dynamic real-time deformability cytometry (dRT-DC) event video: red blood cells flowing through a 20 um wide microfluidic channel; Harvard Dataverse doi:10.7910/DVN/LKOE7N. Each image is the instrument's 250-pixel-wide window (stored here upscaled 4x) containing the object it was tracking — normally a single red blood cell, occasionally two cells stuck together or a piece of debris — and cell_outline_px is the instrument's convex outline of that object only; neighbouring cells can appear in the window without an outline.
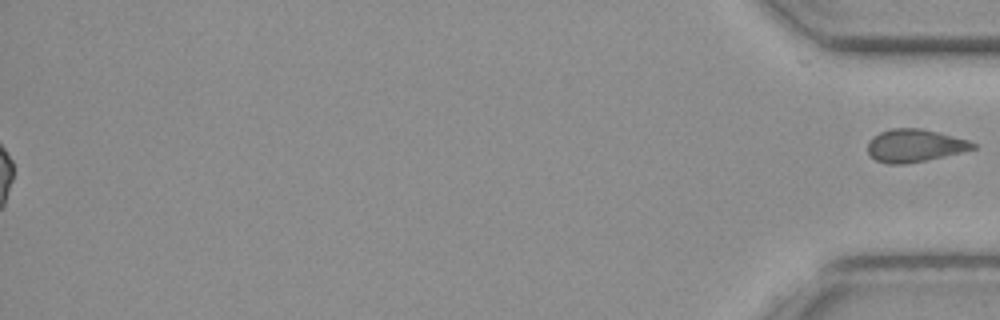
{"species": "common noctule bat (a hibernating species)", "species_latin": "Nyctalus noctula", "temperature_condition": "cold", "stored_images_in_passage": 48, "segment_of_instrument_passage": [2, 2], "camera_frame_rate_fps": 3000, "um_per_image_px": 0.085, "animal": {"sex": "female", "body_mass_g": 19.3, "forearm_length_mm": 54.1}, "frame": {"image": 1, "passage_image": 48, "time_ms": 15.667, "image_size_px": [1000, 320], "cell_outline_px": [[976, 148], [960, 152], [924, 160], [904, 164], [888, 164], [876, 160], [868, 152], [868, 140], [872, 136], [880, 132], [892, 128], [920, 128], [968, 140], [976, 144]], "centroid_in_image_um": [77.7, 12.37], "position_along_channel_um": 357.5, "area_um2": 19.77}}